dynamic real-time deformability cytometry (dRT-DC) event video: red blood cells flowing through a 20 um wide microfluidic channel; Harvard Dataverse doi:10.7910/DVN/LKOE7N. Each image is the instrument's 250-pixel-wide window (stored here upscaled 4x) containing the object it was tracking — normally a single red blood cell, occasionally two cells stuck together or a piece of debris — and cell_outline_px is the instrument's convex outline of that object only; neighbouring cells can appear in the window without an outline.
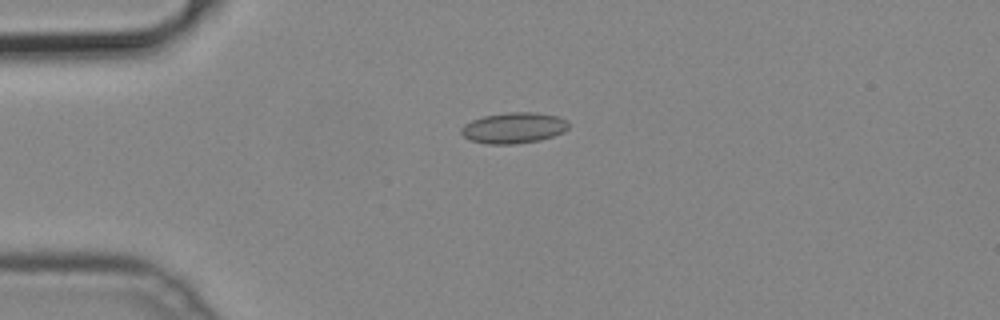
{"species": "common noctule bat (a hibernating species)", "species_latin": "Nyctalus noctula", "temperature_condition": "cold", "stored_images_in_passage": 32, "camera_frame_rate_fps": 3000, "um_per_image_px": 0.085, "animal": {"sex": "male", "body_mass_g": 19.2, "forearm_length_mm": 51.8}, "frame": {"image": 1, "passage_image": 1, "time_ms": 0.0, "image_size_px": [1000, 320], "cell_outline_px": [[568, 128], [564, 132], [540, 140], [516, 144], [488, 144], [468, 140], [460, 132], [460, 128], [464, 124], [472, 120], [484, 116], [508, 112], [536, 112], [556, 116], [568, 120]], "centroid_in_image_um": [43.65, 10.87], "position_along_channel_um": 41.3, "area_um2": 19.42}}
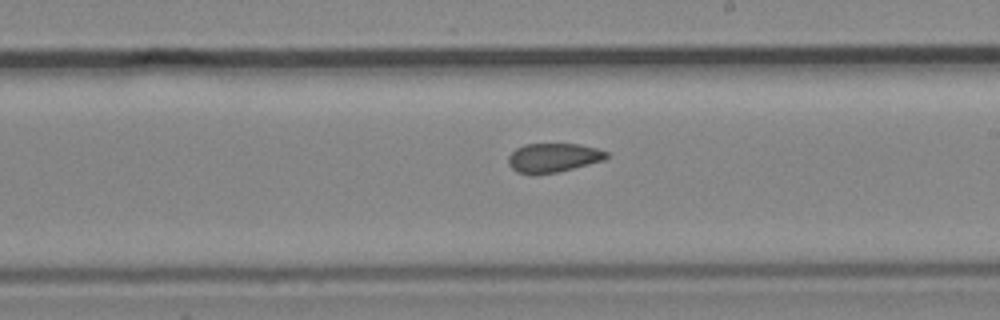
{"frame": {"image": 2, "passage_image": 18, "time_ms": 5.667, "image_size_px": [1000, 320], "cell_outline_px": [[608, 156], [604, 160], [556, 172], [532, 176], [516, 172], [508, 164], [508, 156], [516, 148], [524, 144], [580, 144], [596, 148], [608, 152]], "centroid_in_image_um": [46.98, 13.42], "position_along_channel_um": 242.0, "area_um2": 16.76}}
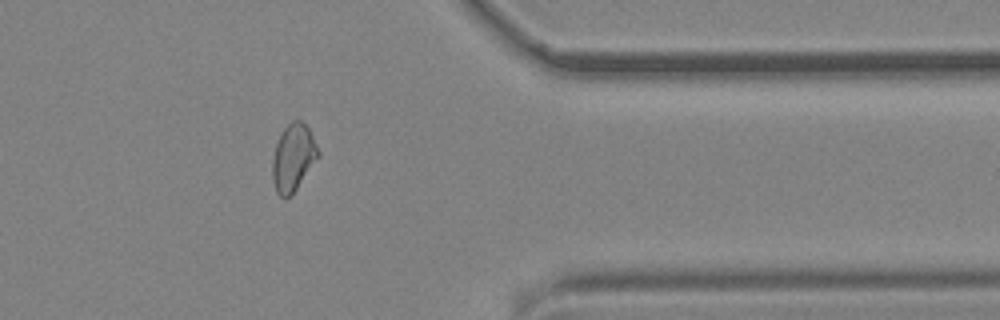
{"frame": {"image": 3, "passage_image": 30, "time_ms": 9.667, "image_size_px": [1000, 320], "cell_outline_px": [[320, 156], [292, 196], [288, 200], [284, 200], [276, 192], [272, 180], [272, 160], [276, 144], [284, 128], [292, 120], [300, 120], [308, 128], [320, 152]], "centroid_in_image_um": [24.92, 13.47], "position_along_channel_um": 386.5, "area_um2": 18.15}}